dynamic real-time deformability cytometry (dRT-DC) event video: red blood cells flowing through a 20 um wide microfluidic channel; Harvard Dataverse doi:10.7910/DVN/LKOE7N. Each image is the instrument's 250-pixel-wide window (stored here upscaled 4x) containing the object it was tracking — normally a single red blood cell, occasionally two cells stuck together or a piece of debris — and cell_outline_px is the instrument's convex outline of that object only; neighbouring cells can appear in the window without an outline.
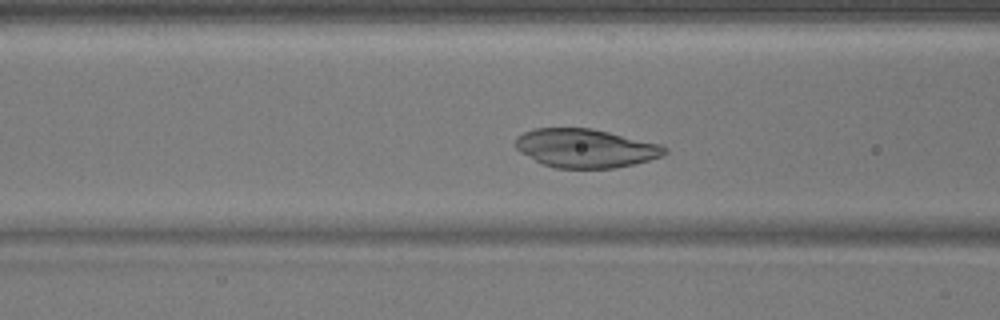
{"species": "common noctule bat (a hibernating species)", "species_latin": "Nyctalus noctula", "temperature_condition": "warm", "stored_images_in_passage": 49, "camera_frame_rate_fps": 3000, "um_per_image_px": 0.085, "animal": {"sex": "male", "body_mass_g": 17.9}, "frame": {"image": 1, "passage_image": 18, "time_ms": 5.667, "image_size_px": [1000, 320], "cell_outline_px": [[668, 152], [660, 156], [648, 160], [632, 164], [612, 168], [556, 168], [544, 164], [520, 152], [516, 148], [516, 136], [524, 132], [536, 128], [592, 128], [660, 144], [668, 148]], "centroid_in_image_um": [49.76, 12.59], "position_along_channel_um": 116.8, "area_um2": 33.35}}
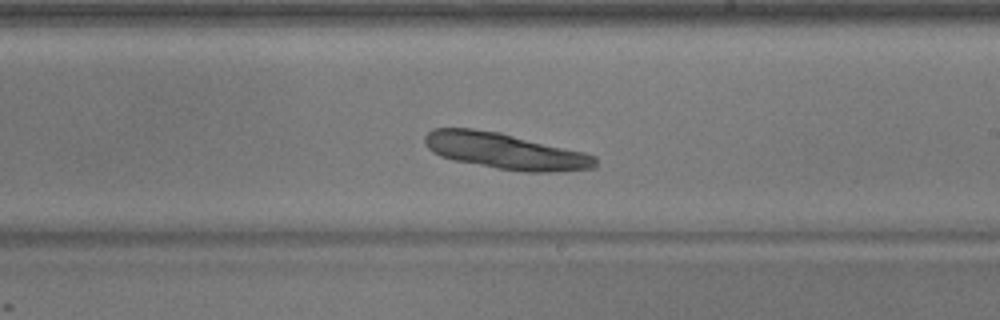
{"frame": {"image": 2, "passage_image": 28, "time_ms": 9.0, "image_size_px": [1000, 320], "cell_outline_px": [[596, 168], [552, 172], [524, 172], [496, 168], [456, 160], [440, 156], [432, 152], [424, 144], [424, 136], [432, 128], [472, 128], [500, 132], [584, 152], [596, 156]], "centroid_in_image_um": [42.93, 12.84], "position_along_channel_um": 246.1, "area_um2": 35.89}}
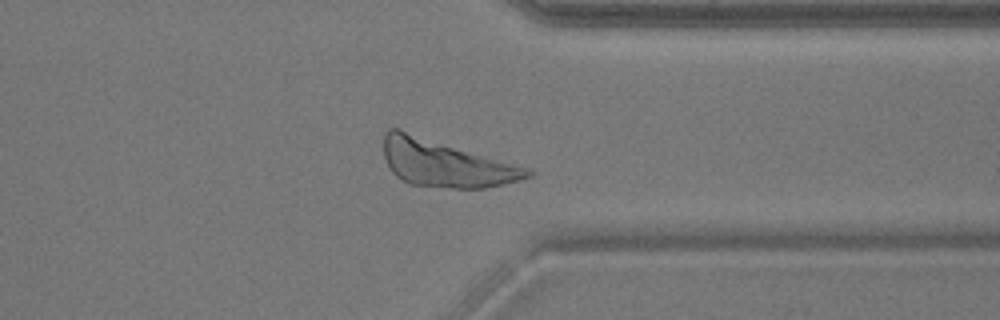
{"frame": {"image": 3, "passage_image": 38, "time_ms": 12.333, "image_size_px": [1000, 320], "cell_outline_px": [[536, 172], [532, 176], [520, 180], [504, 184], [484, 188], [452, 188], [408, 184], [400, 180], [392, 172], [384, 156], [384, 132], [388, 128], [400, 128], [524, 168]], "centroid_in_image_um": [37.78, 13.88], "position_along_channel_um": 373.6, "area_um2": 38.96}}